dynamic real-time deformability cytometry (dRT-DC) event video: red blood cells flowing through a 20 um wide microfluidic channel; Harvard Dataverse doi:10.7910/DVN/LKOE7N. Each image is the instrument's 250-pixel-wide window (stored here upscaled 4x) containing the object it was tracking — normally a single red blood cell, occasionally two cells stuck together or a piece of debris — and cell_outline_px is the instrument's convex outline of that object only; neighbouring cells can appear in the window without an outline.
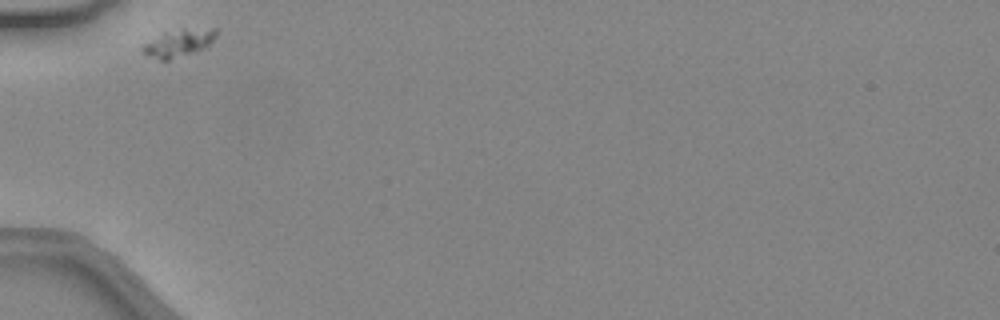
{"species": "common noctule bat (a hibernating species)", "species_latin": "Nyctalus noctula", "temperature_condition": "warm", "stored_images_in_passage": 12, "camera_frame_rate_fps": 3000, "um_per_image_px": 0.085, "animal": {"sex": "female", "body_mass_g": 24.6, "forearm_length_mm": 56.2}, "frame": {"image": 1, "passage_image": 1, "time_ms": 0.0, "image_size_px": [1000, 320], "cell_outline_px": [[216, 36], [204, 48], [168, 60], [160, 60], [144, 52], [140, 48], [144, 44], [164, 32], [212, 28], [216, 28]], "centroid_in_image_um": [15.17, 3.67], "position_along_channel_um": 69.8, "area_um2": 11.04}}
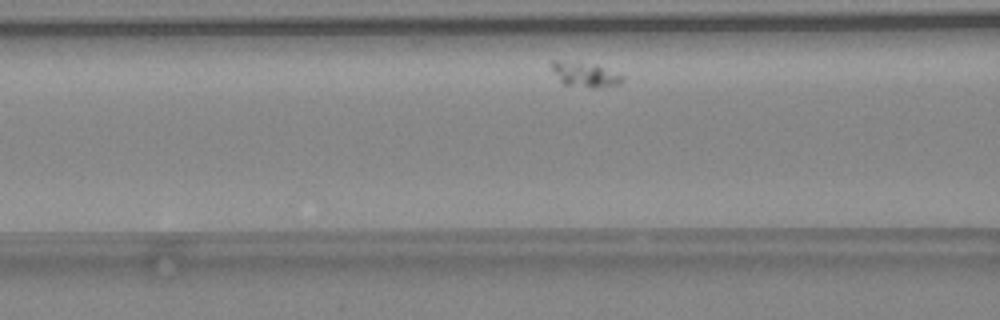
{"frame": {"image": 2, "passage_image": 5, "time_ms": 1.333, "image_size_px": [1000, 320], "cell_outline_px": [[624, 80], [620, 84], [600, 88], [588, 88], [564, 84], [560, 80], [552, 68], [552, 60], [556, 60], [596, 64], [624, 76]], "centroid_in_image_um": [49.78, 6.35], "position_along_channel_um": 116.8, "area_um2": 10.17}}